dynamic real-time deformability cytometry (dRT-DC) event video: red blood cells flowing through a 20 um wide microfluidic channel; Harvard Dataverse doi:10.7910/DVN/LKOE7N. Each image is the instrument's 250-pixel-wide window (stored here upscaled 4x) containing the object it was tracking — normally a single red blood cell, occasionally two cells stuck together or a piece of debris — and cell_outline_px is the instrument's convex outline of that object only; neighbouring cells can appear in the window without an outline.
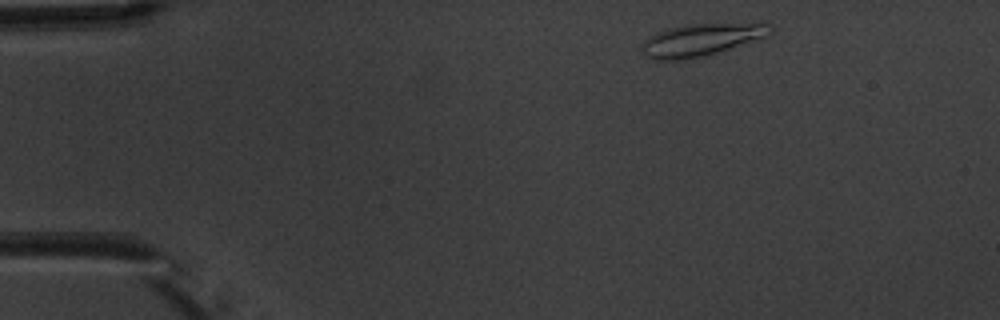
{"species": "common noctule bat (a hibernating species)", "species_latin": "Nyctalus noctula", "temperature_condition": "warm", "stored_images_in_passage": 4, "camera_frame_rate_fps": 3000, "um_per_image_px": 0.085, "animal": {"sex": "male", "body_mass_g": 20.1, "forearm_length_mm": 53.5}, "frame": {"image": 1, "passage_image": 1, "time_ms": 0.0, "image_size_px": [1000, 320], "cell_outline_px": [[772, 32], [768, 36], [692, 60], [652, 60], [644, 56], [640, 52], [640, 48], [644, 40], [656, 32], [684, 24], [760, 20], [764, 20], [772, 24]], "centroid_in_image_um": [59.69, 3.34], "position_along_channel_um": 25.3, "area_um2": 25.61}}
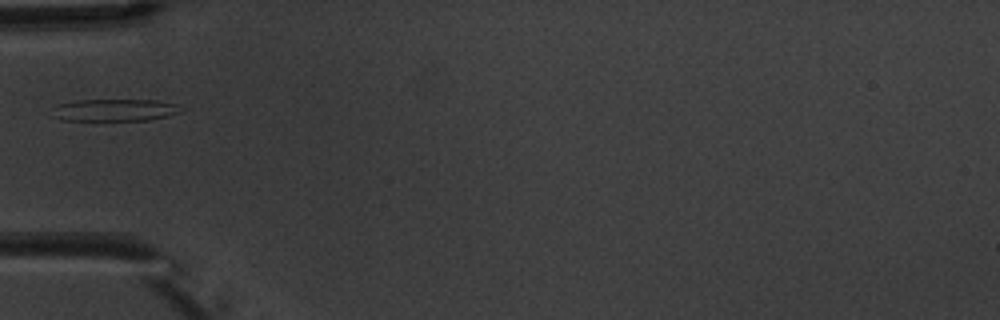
{"frame": {"image": 2, "passage_image": 4, "time_ms": 3.333, "image_size_px": [1000, 320], "cell_outline_px": [[180, 112], [168, 116], [148, 120], [60, 120], [52, 116], [52, 108], [56, 104], [76, 100], [156, 100], [180, 104]], "centroid_in_image_um": [9.71, 9.35], "position_along_channel_um": 75.3, "area_um2": 16.76}}